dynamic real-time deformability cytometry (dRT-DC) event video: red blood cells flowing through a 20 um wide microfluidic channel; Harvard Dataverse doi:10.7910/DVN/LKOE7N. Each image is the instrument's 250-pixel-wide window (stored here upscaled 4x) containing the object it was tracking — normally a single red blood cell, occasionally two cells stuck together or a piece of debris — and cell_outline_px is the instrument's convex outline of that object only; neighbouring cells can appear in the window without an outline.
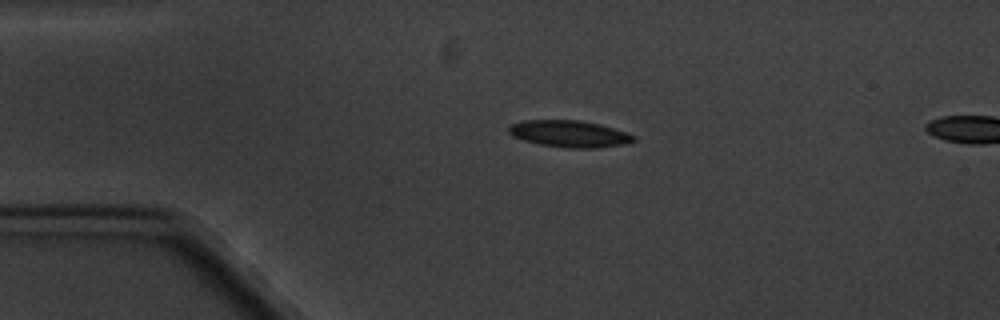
{"species": "common noctule bat (a hibernating species)", "species_latin": "Nyctalus noctula", "temperature_condition": "cold", "stored_images_in_passage": 2, "camera_frame_rate_fps": 3000, "um_per_image_px": 0.085, "animal": {"sex": "male", "body_mass_g": 20.1, "forearm_length_mm": 53.5}, "frame": {"image": 1, "passage_image": 1, "time_ms": 0.0, "image_size_px": [1000, 320], "cell_outline_px": [[636, 140], [624, 144], [596, 148], [564, 148], [540, 144], [524, 140], [512, 136], [508, 132], [508, 128], [512, 124], [524, 120], [580, 120], [600, 124], [628, 132], [636, 136]], "centroid_in_image_um": [48.43, 11.37], "position_along_channel_um": 36.6, "area_um2": 19.59}}